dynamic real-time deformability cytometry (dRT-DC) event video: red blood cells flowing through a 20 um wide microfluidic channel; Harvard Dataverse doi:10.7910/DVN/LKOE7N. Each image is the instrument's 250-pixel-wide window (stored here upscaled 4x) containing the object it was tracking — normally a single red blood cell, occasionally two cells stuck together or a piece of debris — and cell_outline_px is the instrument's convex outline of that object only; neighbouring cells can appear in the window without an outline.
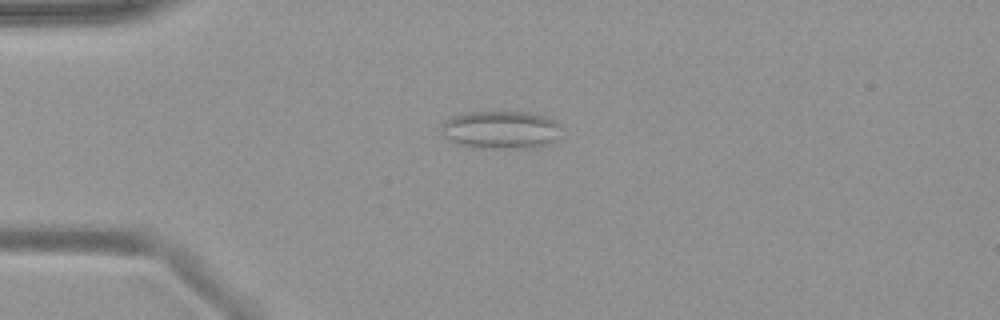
{"species": "common noctule bat (a hibernating species)", "species_latin": "Nyctalus noctula", "temperature_condition": "warm", "stored_images_in_passage": 5, "camera_frame_rate_fps": 3000, "um_per_image_px": 0.085, "animal": {"sex": "female", "body_mass_g": 19.9}, "frame": {"image": 1, "passage_image": 3, "time_ms": 3.333, "image_size_px": [1000, 320], "cell_outline_px": [[560, 124], [556, 140], [552, 144], [532, 148], [476, 148], [456, 144], [444, 136], [440, 128], [440, 124], [452, 116], [468, 112], [532, 112], [556, 120]], "centroid_in_image_um": [42.57, 11.04], "position_along_channel_um": 42.4, "area_um2": 26.93}}